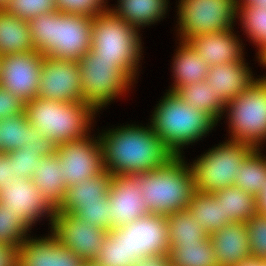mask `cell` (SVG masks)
<instances>
[{"instance_id":"obj_24","label":"cell","mask_w":266,"mask_h":266,"mask_svg":"<svg viewBox=\"0 0 266 266\" xmlns=\"http://www.w3.org/2000/svg\"><path fill=\"white\" fill-rule=\"evenodd\" d=\"M34 49L28 21L0 9V56Z\"/></svg>"},{"instance_id":"obj_18","label":"cell","mask_w":266,"mask_h":266,"mask_svg":"<svg viewBox=\"0 0 266 266\" xmlns=\"http://www.w3.org/2000/svg\"><path fill=\"white\" fill-rule=\"evenodd\" d=\"M85 261L51 236L25 239L19 248L18 266H82Z\"/></svg>"},{"instance_id":"obj_37","label":"cell","mask_w":266,"mask_h":266,"mask_svg":"<svg viewBox=\"0 0 266 266\" xmlns=\"http://www.w3.org/2000/svg\"><path fill=\"white\" fill-rule=\"evenodd\" d=\"M4 154L12 163L13 175L16 180L23 177L31 179L42 160L39 149L33 148L15 149Z\"/></svg>"},{"instance_id":"obj_32","label":"cell","mask_w":266,"mask_h":266,"mask_svg":"<svg viewBox=\"0 0 266 266\" xmlns=\"http://www.w3.org/2000/svg\"><path fill=\"white\" fill-rule=\"evenodd\" d=\"M187 210L209 235L227 225L221 203L211 193L196 191Z\"/></svg>"},{"instance_id":"obj_9","label":"cell","mask_w":266,"mask_h":266,"mask_svg":"<svg viewBox=\"0 0 266 266\" xmlns=\"http://www.w3.org/2000/svg\"><path fill=\"white\" fill-rule=\"evenodd\" d=\"M238 0H180L178 5L181 40L231 30Z\"/></svg>"},{"instance_id":"obj_28","label":"cell","mask_w":266,"mask_h":266,"mask_svg":"<svg viewBox=\"0 0 266 266\" xmlns=\"http://www.w3.org/2000/svg\"><path fill=\"white\" fill-rule=\"evenodd\" d=\"M168 0H119L117 9H110L116 16L133 25L137 30L140 26L154 24L166 13Z\"/></svg>"},{"instance_id":"obj_52","label":"cell","mask_w":266,"mask_h":266,"mask_svg":"<svg viewBox=\"0 0 266 266\" xmlns=\"http://www.w3.org/2000/svg\"><path fill=\"white\" fill-rule=\"evenodd\" d=\"M82 266H98V265L94 262H85Z\"/></svg>"},{"instance_id":"obj_6","label":"cell","mask_w":266,"mask_h":266,"mask_svg":"<svg viewBox=\"0 0 266 266\" xmlns=\"http://www.w3.org/2000/svg\"><path fill=\"white\" fill-rule=\"evenodd\" d=\"M138 35L133 25L108 9L93 17L90 50L98 60L113 61L133 81L142 49Z\"/></svg>"},{"instance_id":"obj_3","label":"cell","mask_w":266,"mask_h":266,"mask_svg":"<svg viewBox=\"0 0 266 266\" xmlns=\"http://www.w3.org/2000/svg\"><path fill=\"white\" fill-rule=\"evenodd\" d=\"M138 177L142 198L148 210L168 216L187 210L196 192L193 173L180 156H175L165 166L135 174Z\"/></svg>"},{"instance_id":"obj_5","label":"cell","mask_w":266,"mask_h":266,"mask_svg":"<svg viewBox=\"0 0 266 266\" xmlns=\"http://www.w3.org/2000/svg\"><path fill=\"white\" fill-rule=\"evenodd\" d=\"M96 111L87 102H60L38 97L25 102L28 122L56 145L85 137Z\"/></svg>"},{"instance_id":"obj_51","label":"cell","mask_w":266,"mask_h":266,"mask_svg":"<svg viewBox=\"0 0 266 266\" xmlns=\"http://www.w3.org/2000/svg\"><path fill=\"white\" fill-rule=\"evenodd\" d=\"M9 0H0V9H2Z\"/></svg>"},{"instance_id":"obj_13","label":"cell","mask_w":266,"mask_h":266,"mask_svg":"<svg viewBox=\"0 0 266 266\" xmlns=\"http://www.w3.org/2000/svg\"><path fill=\"white\" fill-rule=\"evenodd\" d=\"M43 58L36 49L0 56V86L24 102L36 98Z\"/></svg>"},{"instance_id":"obj_1","label":"cell","mask_w":266,"mask_h":266,"mask_svg":"<svg viewBox=\"0 0 266 266\" xmlns=\"http://www.w3.org/2000/svg\"><path fill=\"white\" fill-rule=\"evenodd\" d=\"M104 170L112 176L135 175L165 166L176 155L152 127L129 125L99 136Z\"/></svg>"},{"instance_id":"obj_45","label":"cell","mask_w":266,"mask_h":266,"mask_svg":"<svg viewBox=\"0 0 266 266\" xmlns=\"http://www.w3.org/2000/svg\"><path fill=\"white\" fill-rule=\"evenodd\" d=\"M21 148L39 149L40 155L42 157H47L56 153L57 145L50 138H46L44 136L41 141H32L31 143L25 144Z\"/></svg>"},{"instance_id":"obj_50","label":"cell","mask_w":266,"mask_h":266,"mask_svg":"<svg viewBox=\"0 0 266 266\" xmlns=\"http://www.w3.org/2000/svg\"><path fill=\"white\" fill-rule=\"evenodd\" d=\"M258 55H259L258 59L260 60V63L266 66V48Z\"/></svg>"},{"instance_id":"obj_21","label":"cell","mask_w":266,"mask_h":266,"mask_svg":"<svg viewBox=\"0 0 266 266\" xmlns=\"http://www.w3.org/2000/svg\"><path fill=\"white\" fill-rule=\"evenodd\" d=\"M244 61L210 66L205 79L225 103L244 92L255 80Z\"/></svg>"},{"instance_id":"obj_20","label":"cell","mask_w":266,"mask_h":266,"mask_svg":"<svg viewBox=\"0 0 266 266\" xmlns=\"http://www.w3.org/2000/svg\"><path fill=\"white\" fill-rule=\"evenodd\" d=\"M218 266H235L251 257L245 222H231L210 235Z\"/></svg>"},{"instance_id":"obj_25","label":"cell","mask_w":266,"mask_h":266,"mask_svg":"<svg viewBox=\"0 0 266 266\" xmlns=\"http://www.w3.org/2000/svg\"><path fill=\"white\" fill-rule=\"evenodd\" d=\"M181 47L174 58L173 69L175 82L170 89L176 92L180 87L205 80L210 68L209 64L202 60L188 41H181Z\"/></svg>"},{"instance_id":"obj_22","label":"cell","mask_w":266,"mask_h":266,"mask_svg":"<svg viewBox=\"0 0 266 266\" xmlns=\"http://www.w3.org/2000/svg\"><path fill=\"white\" fill-rule=\"evenodd\" d=\"M62 165L56 153L42 157L39 168L34 172L31 180L45 199L57 209L65 198L67 185L63 179Z\"/></svg>"},{"instance_id":"obj_2","label":"cell","mask_w":266,"mask_h":266,"mask_svg":"<svg viewBox=\"0 0 266 266\" xmlns=\"http://www.w3.org/2000/svg\"><path fill=\"white\" fill-rule=\"evenodd\" d=\"M93 17L60 12L29 20L34 48L43 56L78 62L91 49Z\"/></svg>"},{"instance_id":"obj_40","label":"cell","mask_w":266,"mask_h":266,"mask_svg":"<svg viewBox=\"0 0 266 266\" xmlns=\"http://www.w3.org/2000/svg\"><path fill=\"white\" fill-rule=\"evenodd\" d=\"M245 223L251 257L266 260V216L256 213Z\"/></svg>"},{"instance_id":"obj_35","label":"cell","mask_w":266,"mask_h":266,"mask_svg":"<svg viewBox=\"0 0 266 266\" xmlns=\"http://www.w3.org/2000/svg\"><path fill=\"white\" fill-rule=\"evenodd\" d=\"M238 11L246 34L248 33L254 44L259 46L260 54L266 48V7L238 5Z\"/></svg>"},{"instance_id":"obj_34","label":"cell","mask_w":266,"mask_h":266,"mask_svg":"<svg viewBox=\"0 0 266 266\" xmlns=\"http://www.w3.org/2000/svg\"><path fill=\"white\" fill-rule=\"evenodd\" d=\"M166 218L169 246H177L180 243H198L209 236L188 210L173 212Z\"/></svg>"},{"instance_id":"obj_14","label":"cell","mask_w":266,"mask_h":266,"mask_svg":"<svg viewBox=\"0 0 266 266\" xmlns=\"http://www.w3.org/2000/svg\"><path fill=\"white\" fill-rule=\"evenodd\" d=\"M37 97L60 102H83L78 62L44 56Z\"/></svg>"},{"instance_id":"obj_46","label":"cell","mask_w":266,"mask_h":266,"mask_svg":"<svg viewBox=\"0 0 266 266\" xmlns=\"http://www.w3.org/2000/svg\"><path fill=\"white\" fill-rule=\"evenodd\" d=\"M13 179L15 175H13L12 163L4 153H0V189L12 183Z\"/></svg>"},{"instance_id":"obj_11","label":"cell","mask_w":266,"mask_h":266,"mask_svg":"<svg viewBox=\"0 0 266 266\" xmlns=\"http://www.w3.org/2000/svg\"><path fill=\"white\" fill-rule=\"evenodd\" d=\"M56 155L62 165L63 179L67 187L79 184L104 171L101 143L99 139L93 140L89 135L58 144Z\"/></svg>"},{"instance_id":"obj_48","label":"cell","mask_w":266,"mask_h":266,"mask_svg":"<svg viewBox=\"0 0 266 266\" xmlns=\"http://www.w3.org/2000/svg\"><path fill=\"white\" fill-rule=\"evenodd\" d=\"M235 266H264V260L256 257H249Z\"/></svg>"},{"instance_id":"obj_38","label":"cell","mask_w":266,"mask_h":266,"mask_svg":"<svg viewBox=\"0 0 266 266\" xmlns=\"http://www.w3.org/2000/svg\"><path fill=\"white\" fill-rule=\"evenodd\" d=\"M2 9L7 14L26 21L32 20L40 14L58 10L56 0H9Z\"/></svg>"},{"instance_id":"obj_19","label":"cell","mask_w":266,"mask_h":266,"mask_svg":"<svg viewBox=\"0 0 266 266\" xmlns=\"http://www.w3.org/2000/svg\"><path fill=\"white\" fill-rule=\"evenodd\" d=\"M187 41L209 66L244 61L242 46L232 30L201 34Z\"/></svg>"},{"instance_id":"obj_27","label":"cell","mask_w":266,"mask_h":266,"mask_svg":"<svg viewBox=\"0 0 266 266\" xmlns=\"http://www.w3.org/2000/svg\"><path fill=\"white\" fill-rule=\"evenodd\" d=\"M221 203L226 223L246 222L257 213L254 195L235 186H227L211 193Z\"/></svg>"},{"instance_id":"obj_33","label":"cell","mask_w":266,"mask_h":266,"mask_svg":"<svg viewBox=\"0 0 266 266\" xmlns=\"http://www.w3.org/2000/svg\"><path fill=\"white\" fill-rule=\"evenodd\" d=\"M254 148L243 160L234 186L257 197L266 185V158Z\"/></svg>"},{"instance_id":"obj_8","label":"cell","mask_w":266,"mask_h":266,"mask_svg":"<svg viewBox=\"0 0 266 266\" xmlns=\"http://www.w3.org/2000/svg\"><path fill=\"white\" fill-rule=\"evenodd\" d=\"M229 108L231 141L259 148L266 139V76L255 79L247 89L226 103Z\"/></svg>"},{"instance_id":"obj_26","label":"cell","mask_w":266,"mask_h":266,"mask_svg":"<svg viewBox=\"0 0 266 266\" xmlns=\"http://www.w3.org/2000/svg\"><path fill=\"white\" fill-rule=\"evenodd\" d=\"M43 137L40 130L28 122L25 112L0 120V153L21 149L27 143L41 141Z\"/></svg>"},{"instance_id":"obj_10","label":"cell","mask_w":266,"mask_h":266,"mask_svg":"<svg viewBox=\"0 0 266 266\" xmlns=\"http://www.w3.org/2000/svg\"><path fill=\"white\" fill-rule=\"evenodd\" d=\"M78 64L83 102L92 104L97 110L131 86L132 81L113 61L98 60L91 50Z\"/></svg>"},{"instance_id":"obj_15","label":"cell","mask_w":266,"mask_h":266,"mask_svg":"<svg viewBox=\"0 0 266 266\" xmlns=\"http://www.w3.org/2000/svg\"><path fill=\"white\" fill-rule=\"evenodd\" d=\"M136 175H115L108 191L112 230L133 223L151 212L148 210Z\"/></svg>"},{"instance_id":"obj_44","label":"cell","mask_w":266,"mask_h":266,"mask_svg":"<svg viewBox=\"0 0 266 266\" xmlns=\"http://www.w3.org/2000/svg\"><path fill=\"white\" fill-rule=\"evenodd\" d=\"M133 266H172L169 254H155L137 257Z\"/></svg>"},{"instance_id":"obj_36","label":"cell","mask_w":266,"mask_h":266,"mask_svg":"<svg viewBox=\"0 0 266 266\" xmlns=\"http://www.w3.org/2000/svg\"><path fill=\"white\" fill-rule=\"evenodd\" d=\"M30 228L20 219L19 215L7 209V204L0 202V243L13 244L21 247Z\"/></svg>"},{"instance_id":"obj_43","label":"cell","mask_w":266,"mask_h":266,"mask_svg":"<svg viewBox=\"0 0 266 266\" xmlns=\"http://www.w3.org/2000/svg\"><path fill=\"white\" fill-rule=\"evenodd\" d=\"M19 247L13 244L0 243V266H18Z\"/></svg>"},{"instance_id":"obj_7","label":"cell","mask_w":266,"mask_h":266,"mask_svg":"<svg viewBox=\"0 0 266 266\" xmlns=\"http://www.w3.org/2000/svg\"><path fill=\"white\" fill-rule=\"evenodd\" d=\"M253 149L248 143L229 140L200 156L191 166L196 191L213 193L234 186L241 163Z\"/></svg>"},{"instance_id":"obj_49","label":"cell","mask_w":266,"mask_h":266,"mask_svg":"<svg viewBox=\"0 0 266 266\" xmlns=\"http://www.w3.org/2000/svg\"><path fill=\"white\" fill-rule=\"evenodd\" d=\"M239 2L240 1H237L238 5H258L260 7H266V0H243V3Z\"/></svg>"},{"instance_id":"obj_31","label":"cell","mask_w":266,"mask_h":266,"mask_svg":"<svg viewBox=\"0 0 266 266\" xmlns=\"http://www.w3.org/2000/svg\"><path fill=\"white\" fill-rule=\"evenodd\" d=\"M136 258L129 249L126 233L118 228L107 233L94 263L98 266H133Z\"/></svg>"},{"instance_id":"obj_29","label":"cell","mask_w":266,"mask_h":266,"mask_svg":"<svg viewBox=\"0 0 266 266\" xmlns=\"http://www.w3.org/2000/svg\"><path fill=\"white\" fill-rule=\"evenodd\" d=\"M176 94L194 109L208 113L216 122L225 112L226 103L215 94L212 86L205 80L180 87Z\"/></svg>"},{"instance_id":"obj_41","label":"cell","mask_w":266,"mask_h":266,"mask_svg":"<svg viewBox=\"0 0 266 266\" xmlns=\"http://www.w3.org/2000/svg\"><path fill=\"white\" fill-rule=\"evenodd\" d=\"M104 2V0H56V6L60 12L94 17L109 9L102 4Z\"/></svg>"},{"instance_id":"obj_12","label":"cell","mask_w":266,"mask_h":266,"mask_svg":"<svg viewBox=\"0 0 266 266\" xmlns=\"http://www.w3.org/2000/svg\"><path fill=\"white\" fill-rule=\"evenodd\" d=\"M51 225L52 235L57 241L65 248L71 249L85 262L96 260L102 241L108 233L95 224L58 211H55Z\"/></svg>"},{"instance_id":"obj_17","label":"cell","mask_w":266,"mask_h":266,"mask_svg":"<svg viewBox=\"0 0 266 266\" xmlns=\"http://www.w3.org/2000/svg\"><path fill=\"white\" fill-rule=\"evenodd\" d=\"M121 229L128 237L130 251L137 257L169 254L166 216L150 213Z\"/></svg>"},{"instance_id":"obj_39","label":"cell","mask_w":266,"mask_h":266,"mask_svg":"<svg viewBox=\"0 0 266 266\" xmlns=\"http://www.w3.org/2000/svg\"><path fill=\"white\" fill-rule=\"evenodd\" d=\"M108 211L109 200L107 197L102 203L76 204L68 213L109 232L112 230V223Z\"/></svg>"},{"instance_id":"obj_47","label":"cell","mask_w":266,"mask_h":266,"mask_svg":"<svg viewBox=\"0 0 266 266\" xmlns=\"http://www.w3.org/2000/svg\"><path fill=\"white\" fill-rule=\"evenodd\" d=\"M257 201V213L266 216V185L263 187V191L256 197Z\"/></svg>"},{"instance_id":"obj_42","label":"cell","mask_w":266,"mask_h":266,"mask_svg":"<svg viewBox=\"0 0 266 266\" xmlns=\"http://www.w3.org/2000/svg\"><path fill=\"white\" fill-rule=\"evenodd\" d=\"M25 112V102L0 86V120Z\"/></svg>"},{"instance_id":"obj_16","label":"cell","mask_w":266,"mask_h":266,"mask_svg":"<svg viewBox=\"0 0 266 266\" xmlns=\"http://www.w3.org/2000/svg\"><path fill=\"white\" fill-rule=\"evenodd\" d=\"M0 202L7 204V209L19 215L20 219L30 228L45 213L52 223L56 211L42 192L34 186L32 180L26 177L13 179L12 183L3 186L0 189Z\"/></svg>"},{"instance_id":"obj_23","label":"cell","mask_w":266,"mask_h":266,"mask_svg":"<svg viewBox=\"0 0 266 266\" xmlns=\"http://www.w3.org/2000/svg\"><path fill=\"white\" fill-rule=\"evenodd\" d=\"M112 175L104 170L101 174L67 188L65 198L56 209L68 213L76 204L102 203L108 196Z\"/></svg>"},{"instance_id":"obj_4","label":"cell","mask_w":266,"mask_h":266,"mask_svg":"<svg viewBox=\"0 0 266 266\" xmlns=\"http://www.w3.org/2000/svg\"><path fill=\"white\" fill-rule=\"evenodd\" d=\"M160 101L150 126L176 156L181 155L184 145L198 141L217 124L208 113L194 109L176 92H167Z\"/></svg>"},{"instance_id":"obj_30","label":"cell","mask_w":266,"mask_h":266,"mask_svg":"<svg viewBox=\"0 0 266 266\" xmlns=\"http://www.w3.org/2000/svg\"><path fill=\"white\" fill-rule=\"evenodd\" d=\"M172 266H218L211 237L169 247Z\"/></svg>"}]
</instances>
